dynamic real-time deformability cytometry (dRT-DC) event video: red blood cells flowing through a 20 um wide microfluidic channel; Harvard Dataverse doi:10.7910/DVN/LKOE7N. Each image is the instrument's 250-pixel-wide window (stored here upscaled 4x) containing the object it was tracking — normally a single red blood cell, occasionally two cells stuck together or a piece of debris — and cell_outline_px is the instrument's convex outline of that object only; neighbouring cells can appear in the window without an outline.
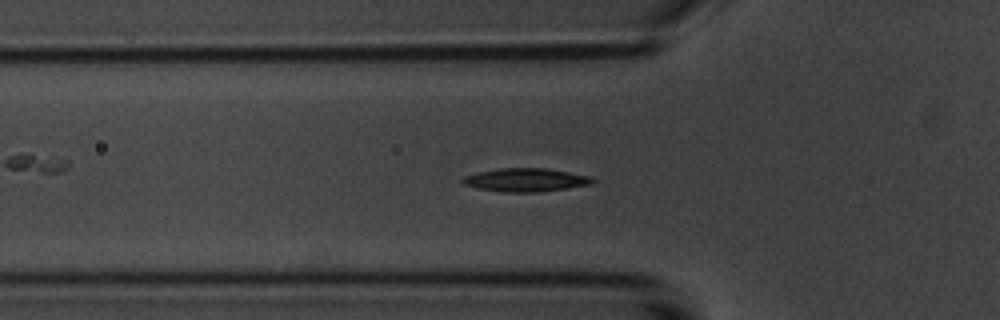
{"species": "common noctule bat (a hibernating species)", "species_latin": "Nyctalus noctula", "temperature_condition": "room temperature", "stored_images_in_passage": 47, "segment_of_instrument_passage": [1, 2], "camera_frame_rate_fps": 3000, "um_per_image_px": 0.085, "animal": {"sex": "male", "body_mass_g": 20.1, "forearm_length_mm": 53.5}, "frame": {"image": 1, "passage_image": 10, "time_ms": 3.0, "image_size_px": [1000, 320], "cell_outline_px": [[596, 180], [592, 184], [568, 188], [540, 192], [504, 192], [476, 188], [464, 184], [460, 180], [464, 176], [476, 172], [500, 168], [544, 168], [592, 176]], "centroid_in_image_um": [44.68, 15.29], "position_along_channel_um": 81.1, "area_um2": 17.8}}
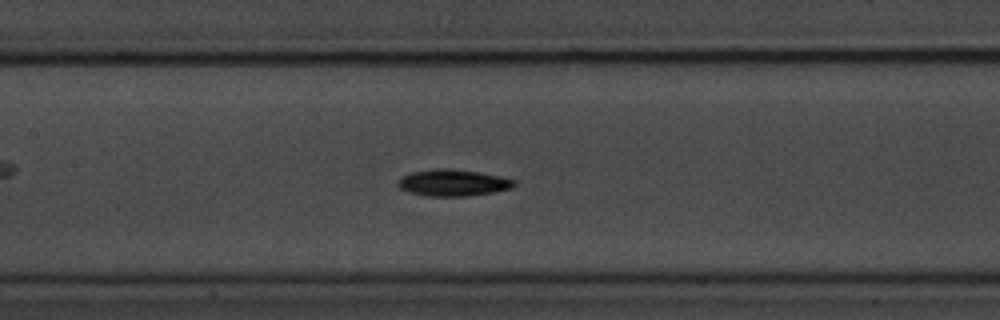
{"frame": {"image": 2, "passage_image": 17, "time_ms": 5.333, "image_size_px": [1000, 320], "cell_outline_px": [[516, 184], [512, 188], [492, 192], [468, 196], [428, 196], [408, 192], [400, 188], [396, 184], [396, 180], [412, 172], [436, 168], [452, 168], [480, 172], [500, 176], [516, 180]], "centroid_in_image_um": [38.5, 15.53], "position_along_channel_um": 168.9, "area_um2": 18.15}}
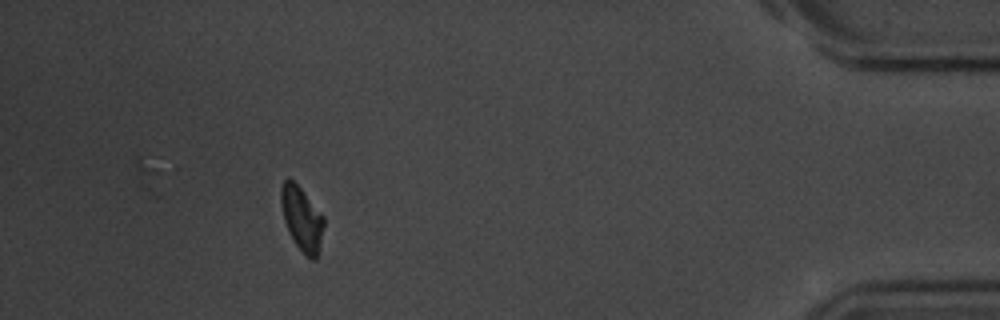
{"frame": {"image": 3, "passage_image": 41, "time_ms": 13.333, "image_size_px": [1000, 320], "cell_outline_px": [[324, 224], [316, 260], [312, 260], [296, 244], [284, 220], [280, 204], [280, 188], [284, 180], [288, 176], [300, 188], [324, 216]], "centroid_in_image_um": [25.64, 18.53], "position_along_channel_um": 409.6, "area_um2": 15.61}}